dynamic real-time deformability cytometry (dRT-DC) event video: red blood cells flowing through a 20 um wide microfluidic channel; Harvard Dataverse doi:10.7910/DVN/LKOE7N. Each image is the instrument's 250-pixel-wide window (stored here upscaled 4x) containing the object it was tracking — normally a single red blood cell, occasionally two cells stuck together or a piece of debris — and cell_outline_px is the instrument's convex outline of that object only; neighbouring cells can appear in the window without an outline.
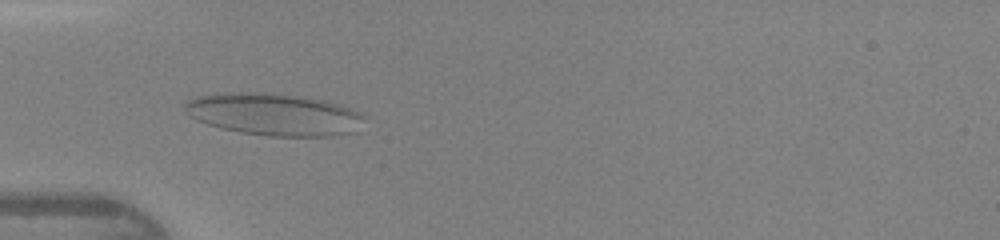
{"species": "human", "species_latin": "Homo sapiens", "temperature_condition": "warm", "stored_images_in_passage": 45, "camera_frame_rate_fps": 3000, "um_per_image_px": 0.085, "donor": {"sex": "female"}, "frame": {"image": 1, "passage_image": 14, "time_ms": 4.333, "image_size_px": [1000, 240], "cell_outline_px": [[364, 116], [356, 132], [332, 136], [268, 136], [240, 132], [220, 128], [196, 120], [188, 116], [184, 112], [184, 100], [200, 96], [220, 92], [256, 92], [296, 96], [324, 100], [360, 112]], "centroid_in_image_um": [23.21, 9.73], "position_along_channel_um": 61.8, "area_um2": 44.1}}
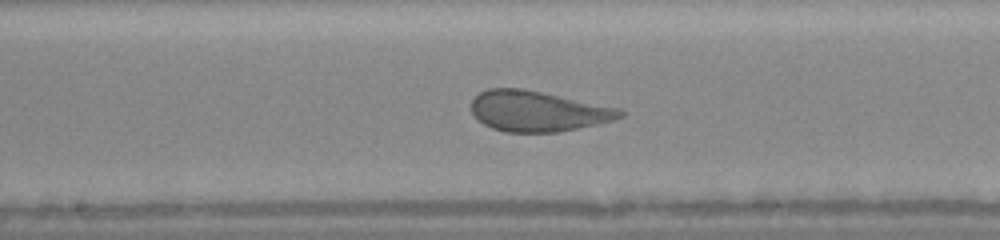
{"frame": {"image": 2, "passage_image": 24, "time_ms": 7.667, "image_size_px": [1000, 240], "cell_outline_px": [[624, 116], [612, 120], [596, 124], [556, 132], [504, 132], [492, 128], [484, 124], [472, 112], [472, 100], [480, 92], [488, 88], [520, 88], [620, 108], [624, 112]], "centroid_in_image_um": [45.7, 9.45], "position_along_channel_um": 202.5, "area_um2": 34.62}}
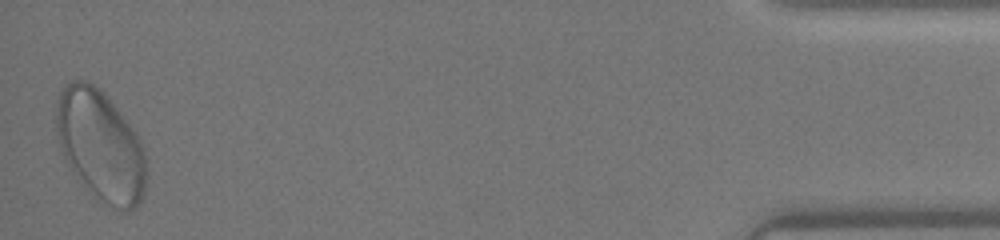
{"frame": {"image": 3, "passage_image": 45, "time_ms": 14.667, "image_size_px": [1000, 240], "cell_outline_px": [[148, 168], [144, 192], [140, 200], [132, 208], [120, 212], [108, 204], [68, 164], [60, 148], [56, 128], [56, 100], [60, 92], [72, 80], [88, 80], [100, 88], [104, 92], [132, 128], [144, 152]], "centroid_in_image_um": [8.55, 12.29], "position_along_channel_um": 426.6, "area_um2": 56.7}, "authors_computed_cell_mechanics": {"area_um2": 43.9858, "velocity_mm_per_s": 4.3263, "shape_relaxation_time_tau1_ms": 7.3779, "shape_relaxation_time_tau2_ms": null, "deformation_change_tau1": 0.2128, "deformation_change_tau2": null}}